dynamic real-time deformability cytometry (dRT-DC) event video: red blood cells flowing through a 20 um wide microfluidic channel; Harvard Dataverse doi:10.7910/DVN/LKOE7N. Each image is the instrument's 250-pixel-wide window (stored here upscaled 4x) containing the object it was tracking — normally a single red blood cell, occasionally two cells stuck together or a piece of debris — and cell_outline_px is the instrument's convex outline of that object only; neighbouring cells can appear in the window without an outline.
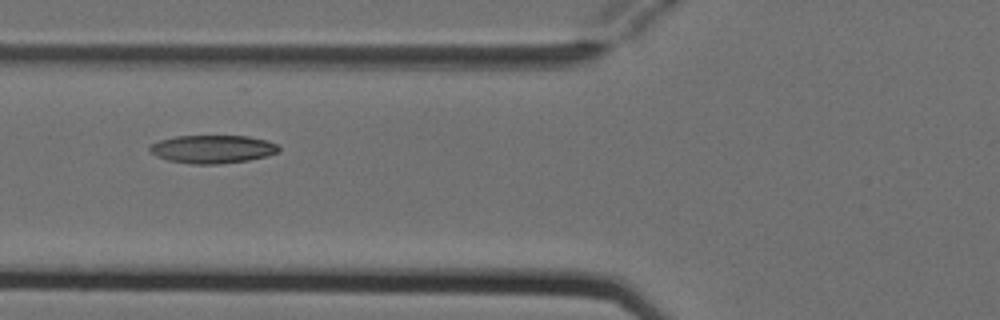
{"species": "Egyptian fruit bat (a non-hibernating species)", "species_latin": "Rousettus aegyptiacus", "temperature_condition": "cold", "stored_images_in_passage": 8, "camera_frame_rate_fps": 3000, "um_per_image_px": 0.085, "animal": {"sex": "female"}, "frame": {"image": 1, "passage_image": 5, "time_ms": 1.333, "image_size_px": [1000, 320], "cell_outline_px": [[280, 152], [268, 156], [248, 160], [216, 164], [192, 164], [168, 160], [156, 156], [148, 148], [148, 144], [160, 140], [176, 136], [248, 136], [264, 140], [276, 144], [280, 148]], "centroid_in_image_um": [18.05, 12.67], "position_along_channel_um": 107.7, "area_um2": 21.15}}
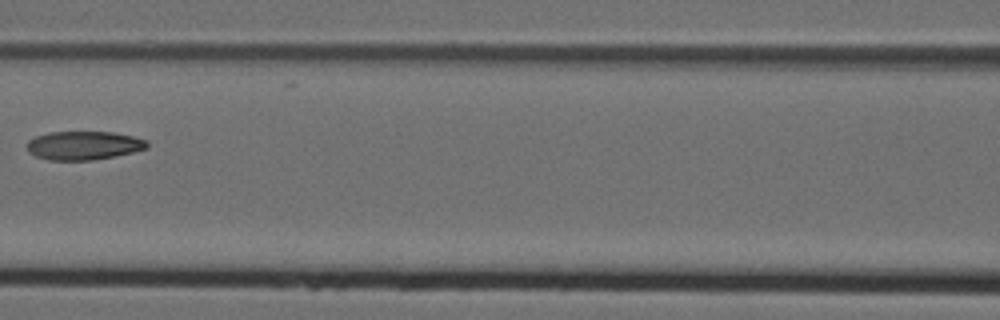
{"frame": {"image": 2, "passage_image": 6, "time_ms": 1.667, "image_size_px": [1000, 320], "cell_outline_px": [[148, 148], [116, 156], [92, 160], [48, 160], [36, 156], [28, 152], [24, 144], [28, 140], [36, 136], [48, 132], [112, 132], [132, 136], [148, 140]], "centroid_in_image_um": [7.08, 12.36], "position_along_channel_um": 159.5, "area_um2": 20.23}}
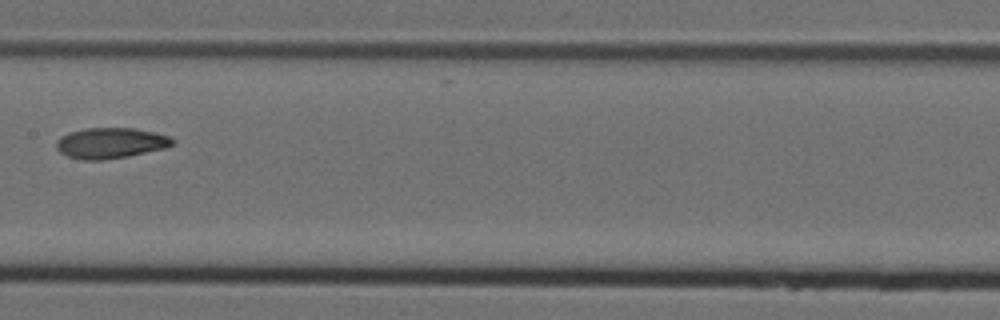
{"frame": {"image": 3, "passage_image": 7, "time_ms": 2.0, "image_size_px": [1000, 320], "cell_outline_px": [[176, 140], [168, 148], [128, 156], [104, 160], [80, 160], [68, 156], [60, 152], [56, 148], [56, 140], [60, 136], [68, 132], [84, 128], [136, 128], [172, 136]], "centroid_in_image_um": [9.42, 12.15], "position_along_channel_um": 198.0, "area_um2": 21.15}}